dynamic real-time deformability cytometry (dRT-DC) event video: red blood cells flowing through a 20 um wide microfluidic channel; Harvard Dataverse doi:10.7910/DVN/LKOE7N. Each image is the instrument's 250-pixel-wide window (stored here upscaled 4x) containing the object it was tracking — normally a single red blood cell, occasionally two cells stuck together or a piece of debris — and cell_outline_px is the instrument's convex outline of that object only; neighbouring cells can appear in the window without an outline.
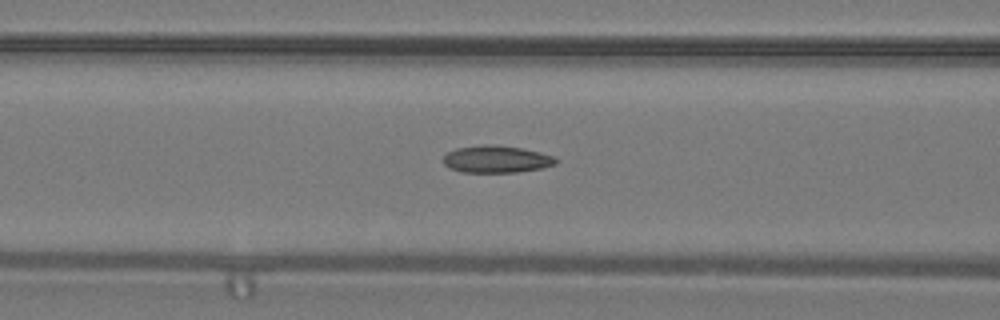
{"species": "common noctule bat (a hibernating species)", "species_latin": "Nyctalus noctula", "temperature_condition": "warm", "stored_images_in_passage": 40, "camera_frame_rate_fps": 3000, "um_per_image_px": 0.085, "animal": {"sex": "male", "body_mass_g": 19.2, "forearm_length_mm": 51.8}, "frame": {"image": 1, "passage_image": 20, "time_ms": 6.333, "image_size_px": [1000, 320], "cell_outline_px": [[560, 160], [556, 164], [544, 168], [520, 172], [460, 172], [448, 168], [444, 164], [444, 156], [448, 152], [456, 148], [484, 144], [488, 144], [520, 148], [540, 152], [556, 156]], "centroid_in_image_um": [42.24, 13.54], "position_along_channel_um": 124.4, "area_um2": 18.03}}
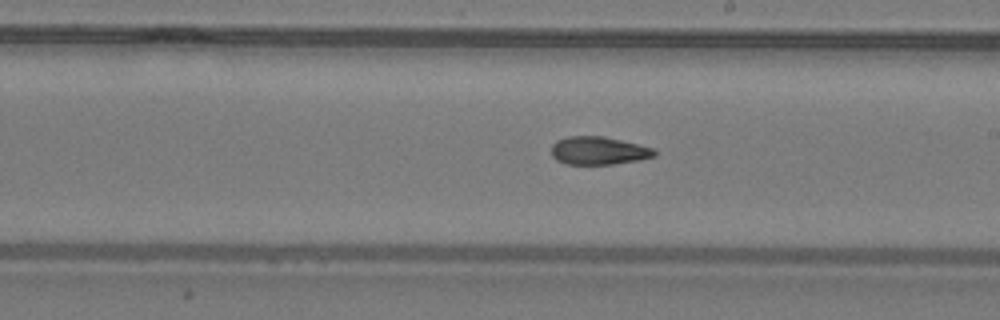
{"frame": {"image": 2, "passage_image": 28, "time_ms": 9.0, "image_size_px": [1000, 320], "cell_outline_px": [[656, 156], [640, 160], [612, 164], [564, 164], [556, 160], [552, 156], [552, 144], [556, 140], [568, 136], [604, 136], [652, 148], [656, 152]], "centroid_in_image_um": [50.84, 12.81], "position_along_channel_um": 238.2, "area_um2": 16.82}}
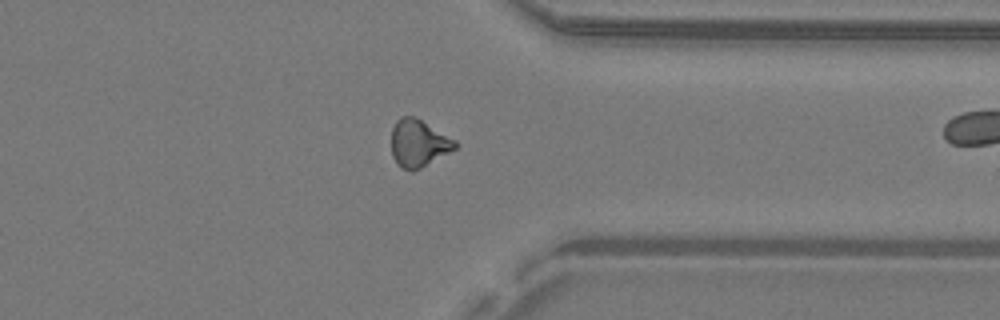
{"frame": {"image": 3, "passage_image": 38, "time_ms": 12.333, "image_size_px": [1000, 320], "cell_outline_px": [[460, 144], [456, 148], [420, 168], [412, 172], [400, 168], [396, 164], [392, 156], [392, 128], [396, 120], [400, 116], [412, 116], [420, 120], [456, 140]], "centroid_in_image_um": [35.55, 12.19], "position_along_channel_um": 375.8, "area_um2": 17.51}}